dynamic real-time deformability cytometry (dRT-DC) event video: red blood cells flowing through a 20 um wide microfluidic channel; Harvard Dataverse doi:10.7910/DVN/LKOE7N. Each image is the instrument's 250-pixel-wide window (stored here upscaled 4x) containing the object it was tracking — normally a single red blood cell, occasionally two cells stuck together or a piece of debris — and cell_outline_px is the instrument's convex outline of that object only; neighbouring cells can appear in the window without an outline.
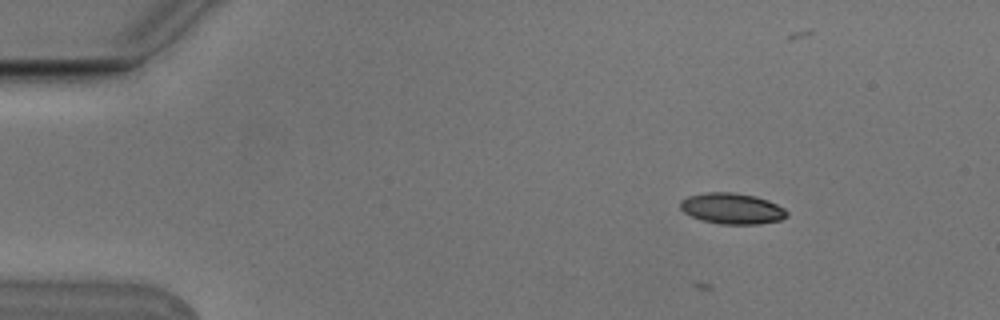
{"species": "Egyptian fruit bat (a non-hibernating species)", "species_latin": "Rousettus aegyptiacus", "temperature_condition": "cold", "stored_images_in_passage": 6, "camera_frame_rate_fps": 3000, "um_per_image_px": 0.085, "animal": {"sex": "male"}, "frame": {"image": 1, "passage_image": 2, "time_ms": 0.333, "image_size_px": [1000, 320], "cell_outline_px": [[788, 216], [780, 220], [760, 224], [720, 224], [704, 220], [692, 216], [684, 212], [680, 208], [680, 200], [688, 196], [704, 192], [732, 192], [756, 196], [768, 200], [784, 208], [788, 212]], "centroid_in_image_um": [62.23, 17.72], "position_along_channel_um": 22.8, "area_um2": 19.25}}
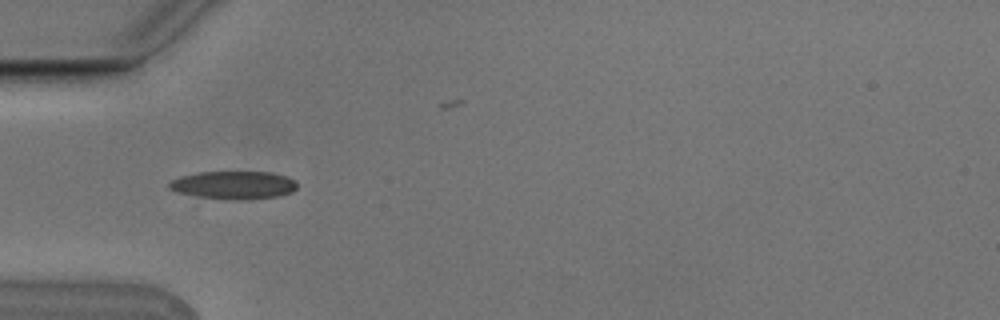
{"frame": {"image": 2, "passage_image": 4, "time_ms": 1.0, "image_size_px": [1000, 320], "cell_outline_px": [[296, 188], [292, 192], [280, 196], [248, 200], [232, 200], [196, 196], [176, 192], [168, 188], [168, 184], [172, 180], [180, 176], [200, 172], [272, 172], [288, 176], [296, 180]], "centroid_in_image_um": [19.89, 15.74], "position_along_channel_um": 65.1, "area_um2": 21.15}}
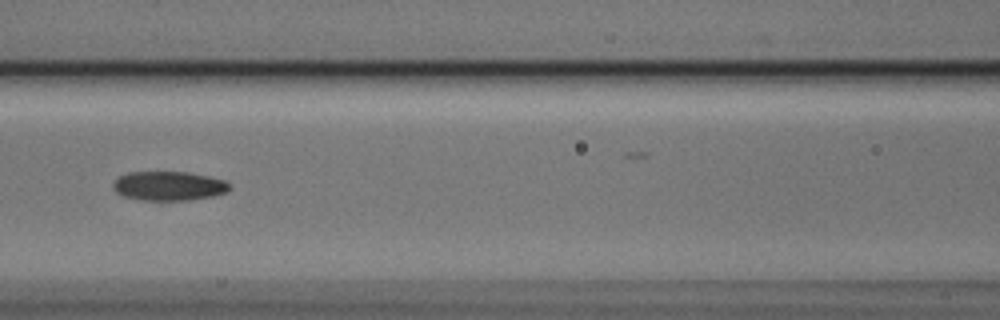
{"frame": {"image": 3, "passage_image": 6, "time_ms": 1.667, "image_size_px": [1000, 320], "cell_outline_px": [[232, 188], [228, 192], [212, 196], [188, 200], [144, 200], [124, 196], [116, 192], [112, 188], [112, 184], [120, 176], [128, 172], [188, 172], [208, 176], [224, 180]], "centroid_in_image_um": [14.35, 15.8], "position_along_channel_um": 152.2, "area_um2": 19.77}}